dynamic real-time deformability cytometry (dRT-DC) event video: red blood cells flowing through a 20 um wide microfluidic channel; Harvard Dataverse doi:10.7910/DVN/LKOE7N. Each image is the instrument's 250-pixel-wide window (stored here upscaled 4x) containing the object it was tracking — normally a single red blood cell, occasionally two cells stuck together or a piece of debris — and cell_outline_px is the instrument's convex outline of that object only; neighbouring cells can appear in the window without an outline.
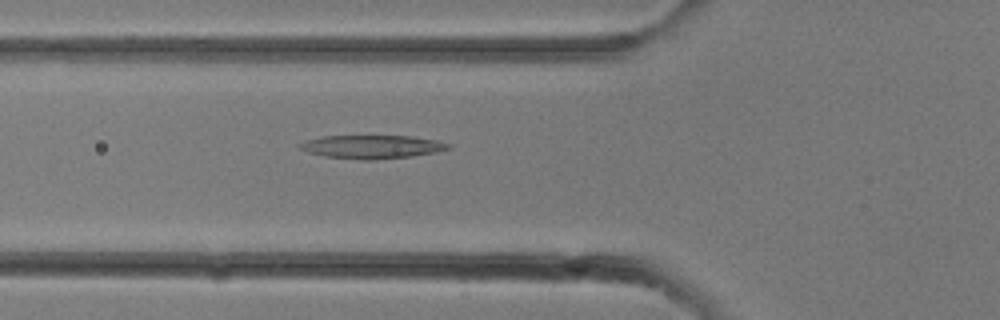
{"species": "common noctule bat (a hibernating species)", "species_latin": "Nyctalus noctula", "temperature_condition": "room temperature", "stored_images_in_passage": 4, "camera_frame_rate_fps": 3000, "um_per_image_px": 0.085, "animal": {"sex": "female"}, "frame": {"image": 1, "passage_image": 4, "time_ms": 1.0, "image_size_px": [1000, 320], "cell_outline_px": [[452, 148], [436, 152], [412, 156], [372, 160], [364, 160], [324, 156], [308, 152], [300, 148], [296, 144], [304, 140], [320, 136], [412, 136], [436, 140], [452, 144]], "centroid_in_image_um": [31.61, 12.47], "position_along_channel_um": 94.2, "area_um2": 20.4}}